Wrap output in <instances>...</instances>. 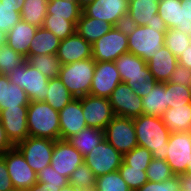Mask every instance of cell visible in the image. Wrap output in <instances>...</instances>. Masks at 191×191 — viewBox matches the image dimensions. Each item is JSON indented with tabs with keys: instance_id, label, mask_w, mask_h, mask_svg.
Here are the masks:
<instances>
[{
	"instance_id": "cell-22",
	"label": "cell",
	"mask_w": 191,
	"mask_h": 191,
	"mask_svg": "<svg viewBox=\"0 0 191 191\" xmlns=\"http://www.w3.org/2000/svg\"><path fill=\"white\" fill-rule=\"evenodd\" d=\"M177 65V57L165 45L147 61L151 77L161 83L169 81Z\"/></svg>"
},
{
	"instance_id": "cell-2",
	"label": "cell",
	"mask_w": 191,
	"mask_h": 191,
	"mask_svg": "<svg viewBox=\"0 0 191 191\" xmlns=\"http://www.w3.org/2000/svg\"><path fill=\"white\" fill-rule=\"evenodd\" d=\"M122 82L129 85L136 95L145 97L149 90H152L157 81L151 77L150 71L145 62L139 56L132 53H125L115 61Z\"/></svg>"
},
{
	"instance_id": "cell-38",
	"label": "cell",
	"mask_w": 191,
	"mask_h": 191,
	"mask_svg": "<svg viewBox=\"0 0 191 191\" xmlns=\"http://www.w3.org/2000/svg\"><path fill=\"white\" fill-rule=\"evenodd\" d=\"M164 45L178 58L191 43L187 33L168 28L165 33Z\"/></svg>"
},
{
	"instance_id": "cell-6",
	"label": "cell",
	"mask_w": 191,
	"mask_h": 191,
	"mask_svg": "<svg viewBox=\"0 0 191 191\" xmlns=\"http://www.w3.org/2000/svg\"><path fill=\"white\" fill-rule=\"evenodd\" d=\"M91 46L92 58L96 62H114L128 52L126 25L113 27Z\"/></svg>"
},
{
	"instance_id": "cell-41",
	"label": "cell",
	"mask_w": 191,
	"mask_h": 191,
	"mask_svg": "<svg viewBox=\"0 0 191 191\" xmlns=\"http://www.w3.org/2000/svg\"><path fill=\"white\" fill-rule=\"evenodd\" d=\"M118 171L132 191L139 189L148 181L146 171H143V168H133L122 162Z\"/></svg>"
},
{
	"instance_id": "cell-8",
	"label": "cell",
	"mask_w": 191,
	"mask_h": 191,
	"mask_svg": "<svg viewBox=\"0 0 191 191\" xmlns=\"http://www.w3.org/2000/svg\"><path fill=\"white\" fill-rule=\"evenodd\" d=\"M104 138L122 155L138 146L132 118L114 116L104 129Z\"/></svg>"
},
{
	"instance_id": "cell-60",
	"label": "cell",
	"mask_w": 191,
	"mask_h": 191,
	"mask_svg": "<svg viewBox=\"0 0 191 191\" xmlns=\"http://www.w3.org/2000/svg\"><path fill=\"white\" fill-rule=\"evenodd\" d=\"M80 191H96L95 188L93 189H86V190H80Z\"/></svg>"
},
{
	"instance_id": "cell-44",
	"label": "cell",
	"mask_w": 191,
	"mask_h": 191,
	"mask_svg": "<svg viewBox=\"0 0 191 191\" xmlns=\"http://www.w3.org/2000/svg\"><path fill=\"white\" fill-rule=\"evenodd\" d=\"M135 191H182L179 175H174L163 182L147 181Z\"/></svg>"
},
{
	"instance_id": "cell-27",
	"label": "cell",
	"mask_w": 191,
	"mask_h": 191,
	"mask_svg": "<svg viewBox=\"0 0 191 191\" xmlns=\"http://www.w3.org/2000/svg\"><path fill=\"white\" fill-rule=\"evenodd\" d=\"M60 39L51 31L38 27L33 37L28 55L57 54Z\"/></svg>"
},
{
	"instance_id": "cell-25",
	"label": "cell",
	"mask_w": 191,
	"mask_h": 191,
	"mask_svg": "<svg viewBox=\"0 0 191 191\" xmlns=\"http://www.w3.org/2000/svg\"><path fill=\"white\" fill-rule=\"evenodd\" d=\"M161 119L170 132L191 131V104L168 108Z\"/></svg>"
},
{
	"instance_id": "cell-19",
	"label": "cell",
	"mask_w": 191,
	"mask_h": 191,
	"mask_svg": "<svg viewBox=\"0 0 191 191\" xmlns=\"http://www.w3.org/2000/svg\"><path fill=\"white\" fill-rule=\"evenodd\" d=\"M120 82L115 62H96L89 95L109 98Z\"/></svg>"
},
{
	"instance_id": "cell-35",
	"label": "cell",
	"mask_w": 191,
	"mask_h": 191,
	"mask_svg": "<svg viewBox=\"0 0 191 191\" xmlns=\"http://www.w3.org/2000/svg\"><path fill=\"white\" fill-rule=\"evenodd\" d=\"M26 62V58L4 44L0 48V74L9 75L17 67Z\"/></svg>"
},
{
	"instance_id": "cell-49",
	"label": "cell",
	"mask_w": 191,
	"mask_h": 191,
	"mask_svg": "<svg viewBox=\"0 0 191 191\" xmlns=\"http://www.w3.org/2000/svg\"><path fill=\"white\" fill-rule=\"evenodd\" d=\"M0 191H15L5 160L0 156Z\"/></svg>"
},
{
	"instance_id": "cell-33",
	"label": "cell",
	"mask_w": 191,
	"mask_h": 191,
	"mask_svg": "<svg viewBox=\"0 0 191 191\" xmlns=\"http://www.w3.org/2000/svg\"><path fill=\"white\" fill-rule=\"evenodd\" d=\"M48 0H24L21 11V20L30 25L42 27L47 15Z\"/></svg>"
},
{
	"instance_id": "cell-37",
	"label": "cell",
	"mask_w": 191,
	"mask_h": 191,
	"mask_svg": "<svg viewBox=\"0 0 191 191\" xmlns=\"http://www.w3.org/2000/svg\"><path fill=\"white\" fill-rule=\"evenodd\" d=\"M180 0H159L158 14L167 28L179 27Z\"/></svg>"
},
{
	"instance_id": "cell-24",
	"label": "cell",
	"mask_w": 191,
	"mask_h": 191,
	"mask_svg": "<svg viewBox=\"0 0 191 191\" xmlns=\"http://www.w3.org/2000/svg\"><path fill=\"white\" fill-rule=\"evenodd\" d=\"M113 27L114 26L108 22L86 16L82 12L76 24V32L92 45Z\"/></svg>"
},
{
	"instance_id": "cell-28",
	"label": "cell",
	"mask_w": 191,
	"mask_h": 191,
	"mask_svg": "<svg viewBox=\"0 0 191 191\" xmlns=\"http://www.w3.org/2000/svg\"><path fill=\"white\" fill-rule=\"evenodd\" d=\"M104 139V130L87 127L67 141L85 157Z\"/></svg>"
},
{
	"instance_id": "cell-3",
	"label": "cell",
	"mask_w": 191,
	"mask_h": 191,
	"mask_svg": "<svg viewBox=\"0 0 191 191\" xmlns=\"http://www.w3.org/2000/svg\"><path fill=\"white\" fill-rule=\"evenodd\" d=\"M29 136L60 139L59 111L44 101H30L27 112Z\"/></svg>"
},
{
	"instance_id": "cell-5",
	"label": "cell",
	"mask_w": 191,
	"mask_h": 191,
	"mask_svg": "<svg viewBox=\"0 0 191 191\" xmlns=\"http://www.w3.org/2000/svg\"><path fill=\"white\" fill-rule=\"evenodd\" d=\"M128 52L139 56L145 62L164 46L166 32L149 26L126 25Z\"/></svg>"
},
{
	"instance_id": "cell-39",
	"label": "cell",
	"mask_w": 191,
	"mask_h": 191,
	"mask_svg": "<svg viewBox=\"0 0 191 191\" xmlns=\"http://www.w3.org/2000/svg\"><path fill=\"white\" fill-rule=\"evenodd\" d=\"M42 27L53 32L60 40L76 32V25L63 17H45Z\"/></svg>"
},
{
	"instance_id": "cell-45",
	"label": "cell",
	"mask_w": 191,
	"mask_h": 191,
	"mask_svg": "<svg viewBox=\"0 0 191 191\" xmlns=\"http://www.w3.org/2000/svg\"><path fill=\"white\" fill-rule=\"evenodd\" d=\"M21 20V14L16 8L9 7L0 2V31L7 34L11 28Z\"/></svg>"
},
{
	"instance_id": "cell-58",
	"label": "cell",
	"mask_w": 191,
	"mask_h": 191,
	"mask_svg": "<svg viewBox=\"0 0 191 191\" xmlns=\"http://www.w3.org/2000/svg\"><path fill=\"white\" fill-rule=\"evenodd\" d=\"M2 93H3V75L0 74V103L2 102Z\"/></svg>"
},
{
	"instance_id": "cell-9",
	"label": "cell",
	"mask_w": 191,
	"mask_h": 191,
	"mask_svg": "<svg viewBox=\"0 0 191 191\" xmlns=\"http://www.w3.org/2000/svg\"><path fill=\"white\" fill-rule=\"evenodd\" d=\"M0 156L5 160L15 191H27L38 182L37 173L29 166L16 146Z\"/></svg>"
},
{
	"instance_id": "cell-31",
	"label": "cell",
	"mask_w": 191,
	"mask_h": 191,
	"mask_svg": "<svg viewBox=\"0 0 191 191\" xmlns=\"http://www.w3.org/2000/svg\"><path fill=\"white\" fill-rule=\"evenodd\" d=\"M46 94L47 97L44 102L57 111L62 110L75 98L58 77L48 80Z\"/></svg>"
},
{
	"instance_id": "cell-15",
	"label": "cell",
	"mask_w": 191,
	"mask_h": 191,
	"mask_svg": "<svg viewBox=\"0 0 191 191\" xmlns=\"http://www.w3.org/2000/svg\"><path fill=\"white\" fill-rule=\"evenodd\" d=\"M109 101L115 116L133 119L143 114L142 97L125 82H120L113 90Z\"/></svg>"
},
{
	"instance_id": "cell-23",
	"label": "cell",
	"mask_w": 191,
	"mask_h": 191,
	"mask_svg": "<svg viewBox=\"0 0 191 191\" xmlns=\"http://www.w3.org/2000/svg\"><path fill=\"white\" fill-rule=\"evenodd\" d=\"M36 31V26L20 20L6 34V44L26 58Z\"/></svg>"
},
{
	"instance_id": "cell-34",
	"label": "cell",
	"mask_w": 191,
	"mask_h": 191,
	"mask_svg": "<svg viewBox=\"0 0 191 191\" xmlns=\"http://www.w3.org/2000/svg\"><path fill=\"white\" fill-rule=\"evenodd\" d=\"M168 108L191 104V87L165 82Z\"/></svg>"
},
{
	"instance_id": "cell-29",
	"label": "cell",
	"mask_w": 191,
	"mask_h": 191,
	"mask_svg": "<svg viewBox=\"0 0 191 191\" xmlns=\"http://www.w3.org/2000/svg\"><path fill=\"white\" fill-rule=\"evenodd\" d=\"M30 100L23 88L11 83L8 75H3V93L0 110L6 108H18V106H28Z\"/></svg>"
},
{
	"instance_id": "cell-59",
	"label": "cell",
	"mask_w": 191,
	"mask_h": 191,
	"mask_svg": "<svg viewBox=\"0 0 191 191\" xmlns=\"http://www.w3.org/2000/svg\"><path fill=\"white\" fill-rule=\"evenodd\" d=\"M184 174L191 175V165H187V169H186V172Z\"/></svg>"
},
{
	"instance_id": "cell-26",
	"label": "cell",
	"mask_w": 191,
	"mask_h": 191,
	"mask_svg": "<svg viewBox=\"0 0 191 191\" xmlns=\"http://www.w3.org/2000/svg\"><path fill=\"white\" fill-rule=\"evenodd\" d=\"M142 98L143 114L161 117L168 109V103L165 92V82H157L152 90Z\"/></svg>"
},
{
	"instance_id": "cell-57",
	"label": "cell",
	"mask_w": 191,
	"mask_h": 191,
	"mask_svg": "<svg viewBox=\"0 0 191 191\" xmlns=\"http://www.w3.org/2000/svg\"><path fill=\"white\" fill-rule=\"evenodd\" d=\"M6 44V34L0 31V48Z\"/></svg>"
},
{
	"instance_id": "cell-16",
	"label": "cell",
	"mask_w": 191,
	"mask_h": 191,
	"mask_svg": "<svg viewBox=\"0 0 191 191\" xmlns=\"http://www.w3.org/2000/svg\"><path fill=\"white\" fill-rule=\"evenodd\" d=\"M81 104L88 127L104 130L115 116L109 98L86 95L81 97Z\"/></svg>"
},
{
	"instance_id": "cell-48",
	"label": "cell",
	"mask_w": 191,
	"mask_h": 191,
	"mask_svg": "<svg viewBox=\"0 0 191 191\" xmlns=\"http://www.w3.org/2000/svg\"><path fill=\"white\" fill-rule=\"evenodd\" d=\"M168 82L191 87V70L187 69L185 66L178 64L172 72L171 78Z\"/></svg>"
},
{
	"instance_id": "cell-51",
	"label": "cell",
	"mask_w": 191,
	"mask_h": 191,
	"mask_svg": "<svg viewBox=\"0 0 191 191\" xmlns=\"http://www.w3.org/2000/svg\"><path fill=\"white\" fill-rule=\"evenodd\" d=\"M178 64L191 70V45L177 58Z\"/></svg>"
},
{
	"instance_id": "cell-10",
	"label": "cell",
	"mask_w": 191,
	"mask_h": 191,
	"mask_svg": "<svg viewBox=\"0 0 191 191\" xmlns=\"http://www.w3.org/2000/svg\"><path fill=\"white\" fill-rule=\"evenodd\" d=\"M122 162L123 155L105 138L84 157V163L96 177L118 171Z\"/></svg>"
},
{
	"instance_id": "cell-14",
	"label": "cell",
	"mask_w": 191,
	"mask_h": 191,
	"mask_svg": "<svg viewBox=\"0 0 191 191\" xmlns=\"http://www.w3.org/2000/svg\"><path fill=\"white\" fill-rule=\"evenodd\" d=\"M129 0H94L82 9L89 17L100 19L114 27L125 25Z\"/></svg>"
},
{
	"instance_id": "cell-7",
	"label": "cell",
	"mask_w": 191,
	"mask_h": 191,
	"mask_svg": "<svg viewBox=\"0 0 191 191\" xmlns=\"http://www.w3.org/2000/svg\"><path fill=\"white\" fill-rule=\"evenodd\" d=\"M8 78L25 90L30 101H45L49 78L27 62L11 72Z\"/></svg>"
},
{
	"instance_id": "cell-36",
	"label": "cell",
	"mask_w": 191,
	"mask_h": 191,
	"mask_svg": "<svg viewBox=\"0 0 191 191\" xmlns=\"http://www.w3.org/2000/svg\"><path fill=\"white\" fill-rule=\"evenodd\" d=\"M96 179L93 171L83 162L70 175L69 184L77 190L93 189L96 186Z\"/></svg>"
},
{
	"instance_id": "cell-1",
	"label": "cell",
	"mask_w": 191,
	"mask_h": 191,
	"mask_svg": "<svg viewBox=\"0 0 191 191\" xmlns=\"http://www.w3.org/2000/svg\"><path fill=\"white\" fill-rule=\"evenodd\" d=\"M133 123L138 146L147 148L154 159L165 160L171 132L161 117L142 114Z\"/></svg>"
},
{
	"instance_id": "cell-42",
	"label": "cell",
	"mask_w": 191,
	"mask_h": 191,
	"mask_svg": "<svg viewBox=\"0 0 191 191\" xmlns=\"http://www.w3.org/2000/svg\"><path fill=\"white\" fill-rule=\"evenodd\" d=\"M152 159V153L147 148L140 146H136L123 155V162L126 165L133 168H143V171L147 170Z\"/></svg>"
},
{
	"instance_id": "cell-54",
	"label": "cell",
	"mask_w": 191,
	"mask_h": 191,
	"mask_svg": "<svg viewBox=\"0 0 191 191\" xmlns=\"http://www.w3.org/2000/svg\"><path fill=\"white\" fill-rule=\"evenodd\" d=\"M179 177L182 185V191H191V175L180 174Z\"/></svg>"
},
{
	"instance_id": "cell-56",
	"label": "cell",
	"mask_w": 191,
	"mask_h": 191,
	"mask_svg": "<svg viewBox=\"0 0 191 191\" xmlns=\"http://www.w3.org/2000/svg\"><path fill=\"white\" fill-rule=\"evenodd\" d=\"M60 191H80L75 189L73 186H71L70 184H68L67 186H64L60 189Z\"/></svg>"
},
{
	"instance_id": "cell-32",
	"label": "cell",
	"mask_w": 191,
	"mask_h": 191,
	"mask_svg": "<svg viewBox=\"0 0 191 191\" xmlns=\"http://www.w3.org/2000/svg\"><path fill=\"white\" fill-rule=\"evenodd\" d=\"M26 62L49 79L57 78L62 67L57 54L28 55Z\"/></svg>"
},
{
	"instance_id": "cell-13",
	"label": "cell",
	"mask_w": 191,
	"mask_h": 191,
	"mask_svg": "<svg viewBox=\"0 0 191 191\" xmlns=\"http://www.w3.org/2000/svg\"><path fill=\"white\" fill-rule=\"evenodd\" d=\"M165 161L175 175L184 174L191 165V131L171 132Z\"/></svg>"
},
{
	"instance_id": "cell-21",
	"label": "cell",
	"mask_w": 191,
	"mask_h": 191,
	"mask_svg": "<svg viewBox=\"0 0 191 191\" xmlns=\"http://www.w3.org/2000/svg\"><path fill=\"white\" fill-rule=\"evenodd\" d=\"M57 57L61 64L92 58V46L77 32L60 41Z\"/></svg>"
},
{
	"instance_id": "cell-43",
	"label": "cell",
	"mask_w": 191,
	"mask_h": 191,
	"mask_svg": "<svg viewBox=\"0 0 191 191\" xmlns=\"http://www.w3.org/2000/svg\"><path fill=\"white\" fill-rule=\"evenodd\" d=\"M148 181L163 182L175 174L163 159H152L146 170Z\"/></svg>"
},
{
	"instance_id": "cell-4",
	"label": "cell",
	"mask_w": 191,
	"mask_h": 191,
	"mask_svg": "<svg viewBox=\"0 0 191 191\" xmlns=\"http://www.w3.org/2000/svg\"><path fill=\"white\" fill-rule=\"evenodd\" d=\"M95 65L96 61L93 58L64 64L61 67L58 78L75 98L89 95Z\"/></svg>"
},
{
	"instance_id": "cell-46",
	"label": "cell",
	"mask_w": 191,
	"mask_h": 191,
	"mask_svg": "<svg viewBox=\"0 0 191 191\" xmlns=\"http://www.w3.org/2000/svg\"><path fill=\"white\" fill-rule=\"evenodd\" d=\"M37 181L48 183L51 186H56L60 188L69 184V179L56 172L50 165L46 166L37 173Z\"/></svg>"
},
{
	"instance_id": "cell-11",
	"label": "cell",
	"mask_w": 191,
	"mask_h": 191,
	"mask_svg": "<svg viewBox=\"0 0 191 191\" xmlns=\"http://www.w3.org/2000/svg\"><path fill=\"white\" fill-rule=\"evenodd\" d=\"M55 141L48 138L28 136L16 147L23 154L29 166L36 172L50 165Z\"/></svg>"
},
{
	"instance_id": "cell-52",
	"label": "cell",
	"mask_w": 191,
	"mask_h": 191,
	"mask_svg": "<svg viewBox=\"0 0 191 191\" xmlns=\"http://www.w3.org/2000/svg\"><path fill=\"white\" fill-rule=\"evenodd\" d=\"M60 187L51 186L48 183L37 182L32 185L27 191H60Z\"/></svg>"
},
{
	"instance_id": "cell-18",
	"label": "cell",
	"mask_w": 191,
	"mask_h": 191,
	"mask_svg": "<svg viewBox=\"0 0 191 191\" xmlns=\"http://www.w3.org/2000/svg\"><path fill=\"white\" fill-rule=\"evenodd\" d=\"M28 106L0 110V122L11 143L16 146L29 136L27 126Z\"/></svg>"
},
{
	"instance_id": "cell-55",
	"label": "cell",
	"mask_w": 191,
	"mask_h": 191,
	"mask_svg": "<svg viewBox=\"0 0 191 191\" xmlns=\"http://www.w3.org/2000/svg\"><path fill=\"white\" fill-rule=\"evenodd\" d=\"M79 6L83 9L85 8L88 4H91L94 0H76Z\"/></svg>"
},
{
	"instance_id": "cell-47",
	"label": "cell",
	"mask_w": 191,
	"mask_h": 191,
	"mask_svg": "<svg viewBox=\"0 0 191 191\" xmlns=\"http://www.w3.org/2000/svg\"><path fill=\"white\" fill-rule=\"evenodd\" d=\"M179 27L176 29L180 32L191 34V0H180Z\"/></svg>"
},
{
	"instance_id": "cell-17",
	"label": "cell",
	"mask_w": 191,
	"mask_h": 191,
	"mask_svg": "<svg viewBox=\"0 0 191 191\" xmlns=\"http://www.w3.org/2000/svg\"><path fill=\"white\" fill-rule=\"evenodd\" d=\"M84 162L83 155L67 140H56L50 166L69 179L70 175Z\"/></svg>"
},
{
	"instance_id": "cell-50",
	"label": "cell",
	"mask_w": 191,
	"mask_h": 191,
	"mask_svg": "<svg viewBox=\"0 0 191 191\" xmlns=\"http://www.w3.org/2000/svg\"><path fill=\"white\" fill-rule=\"evenodd\" d=\"M13 147L14 145L8 139L6 131L3 128L2 123L0 122V155L8 151L9 149H12Z\"/></svg>"
},
{
	"instance_id": "cell-53",
	"label": "cell",
	"mask_w": 191,
	"mask_h": 191,
	"mask_svg": "<svg viewBox=\"0 0 191 191\" xmlns=\"http://www.w3.org/2000/svg\"><path fill=\"white\" fill-rule=\"evenodd\" d=\"M0 2L9 7L16 8V11L19 13H21L24 4V0H0Z\"/></svg>"
},
{
	"instance_id": "cell-40",
	"label": "cell",
	"mask_w": 191,
	"mask_h": 191,
	"mask_svg": "<svg viewBox=\"0 0 191 191\" xmlns=\"http://www.w3.org/2000/svg\"><path fill=\"white\" fill-rule=\"evenodd\" d=\"M96 191H132L119 171L107 173L96 179Z\"/></svg>"
},
{
	"instance_id": "cell-20",
	"label": "cell",
	"mask_w": 191,
	"mask_h": 191,
	"mask_svg": "<svg viewBox=\"0 0 191 191\" xmlns=\"http://www.w3.org/2000/svg\"><path fill=\"white\" fill-rule=\"evenodd\" d=\"M59 122L61 140H67L88 127L83 115L81 97L74 98L59 111Z\"/></svg>"
},
{
	"instance_id": "cell-12",
	"label": "cell",
	"mask_w": 191,
	"mask_h": 191,
	"mask_svg": "<svg viewBox=\"0 0 191 191\" xmlns=\"http://www.w3.org/2000/svg\"><path fill=\"white\" fill-rule=\"evenodd\" d=\"M159 0H129L125 25L149 26L166 32L167 26L158 14Z\"/></svg>"
},
{
	"instance_id": "cell-30",
	"label": "cell",
	"mask_w": 191,
	"mask_h": 191,
	"mask_svg": "<svg viewBox=\"0 0 191 191\" xmlns=\"http://www.w3.org/2000/svg\"><path fill=\"white\" fill-rule=\"evenodd\" d=\"M82 14V8L77 1L48 0L46 17H63L77 24Z\"/></svg>"
}]
</instances>
